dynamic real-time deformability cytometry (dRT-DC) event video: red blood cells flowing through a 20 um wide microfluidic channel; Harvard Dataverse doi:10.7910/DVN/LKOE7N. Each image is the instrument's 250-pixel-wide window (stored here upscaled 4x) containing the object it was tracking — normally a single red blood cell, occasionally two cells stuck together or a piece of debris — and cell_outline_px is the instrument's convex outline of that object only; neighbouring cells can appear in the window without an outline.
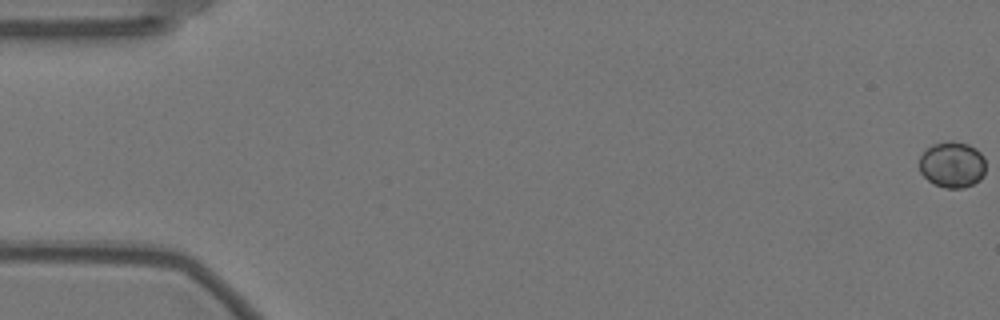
{"species": "Egyptian fruit bat (a non-hibernating species)", "species_latin": "Rousettus aegyptiacus", "temperature_condition": "warm", "stored_images_in_passage": 6, "camera_frame_rate_fps": 3000, "um_per_image_px": 0.085, "animal": {"sex": "female"}, "frame": {"image": 1, "passage_image": 1, "time_ms": 0.0, "image_size_px": [1000, 320], "cell_outline_px": [[984, 172], [980, 180], [964, 188], [944, 188], [928, 180], [920, 172], [920, 156], [932, 144], [952, 140], [968, 144], [976, 148], [984, 156]], "centroid_in_image_um": [80.95, 13.98], "position_along_channel_um": 4.1, "area_um2": 17.8}}